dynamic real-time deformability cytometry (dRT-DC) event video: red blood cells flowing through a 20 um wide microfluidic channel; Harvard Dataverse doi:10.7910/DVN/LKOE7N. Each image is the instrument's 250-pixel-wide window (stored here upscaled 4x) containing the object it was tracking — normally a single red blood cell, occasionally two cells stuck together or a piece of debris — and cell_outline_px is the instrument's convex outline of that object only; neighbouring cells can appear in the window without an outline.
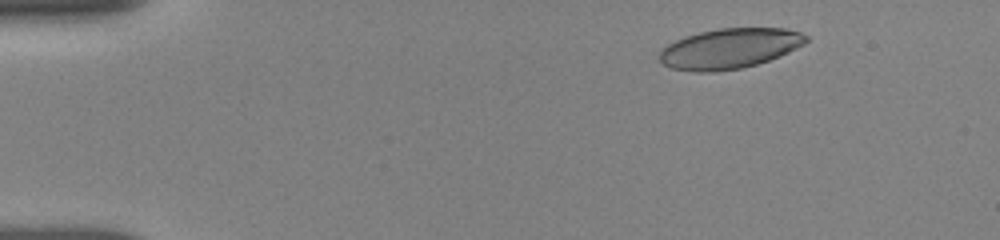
{"species": "human", "species_latin": "Homo sapiens", "temperature_condition": "room temperature", "stored_images_in_passage": 39, "camera_frame_rate_fps": 3000, "um_per_image_px": 0.085, "donor": {"sex": "female"}, "frame": {"image": 1, "passage_image": 3, "time_ms": 1.0, "image_size_px": [1000, 240], "cell_outline_px": [[808, 40], [804, 44], [780, 56], [756, 64], [740, 68], [712, 72], [696, 72], [672, 68], [664, 64], [660, 60], [660, 48], [684, 36], [700, 32], [720, 28], [784, 28], [800, 32], [808, 36]], "centroid_in_image_um": [62.01, 4.12], "position_along_channel_um": 23.0, "area_um2": 34.22}}
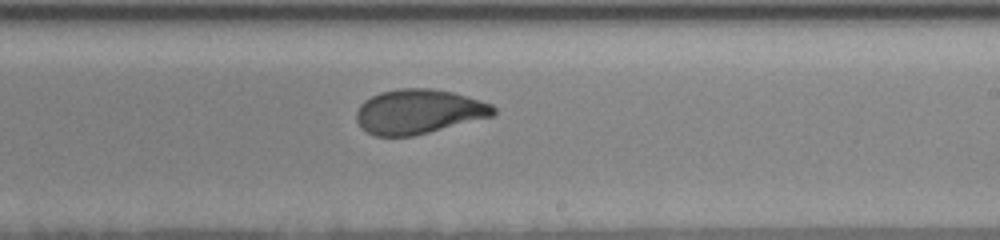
{"frame": {"image": 2, "passage_image": 22, "time_ms": 9.333, "image_size_px": [1000, 240], "cell_outline_px": [[496, 112], [492, 116], [412, 136], [376, 136], [368, 132], [356, 120], [356, 112], [360, 104], [364, 100], [380, 92], [400, 88], [432, 88], [452, 92], [480, 100], [492, 104], [496, 108]], "centroid_in_image_um": [35.58, 9.47], "position_along_channel_um": 253.4, "area_um2": 35.32}}
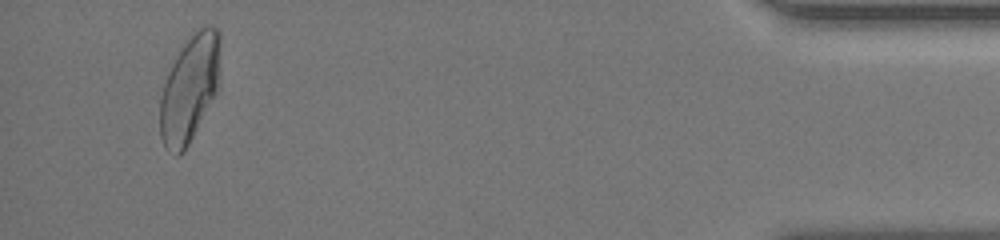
{"frame": {"image": 3, "passage_image": 39, "time_ms": 15.333, "image_size_px": [1000, 240], "cell_outline_px": [[220, 88], [188, 144], [176, 156], [168, 152], [160, 136], [160, 96], [168, 72], [180, 44], [200, 28], [208, 24], [220, 28]], "centroid_in_image_um": [16.15, 7.45], "position_along_channel_um": 419.1, "area_um2": 38.21}, "authors_computed_cell_mechanics": {"area_um2": 35.8938, "velocity_mm_per_s": 3.8309, "shape_relaxation_time_tau1_ms": 5.0006, "shape_relaxation_time_tau2_ms": 0.8478, "deformation_change_tau1": 0.1656, "deformation_change_tau2": 0.0533}}